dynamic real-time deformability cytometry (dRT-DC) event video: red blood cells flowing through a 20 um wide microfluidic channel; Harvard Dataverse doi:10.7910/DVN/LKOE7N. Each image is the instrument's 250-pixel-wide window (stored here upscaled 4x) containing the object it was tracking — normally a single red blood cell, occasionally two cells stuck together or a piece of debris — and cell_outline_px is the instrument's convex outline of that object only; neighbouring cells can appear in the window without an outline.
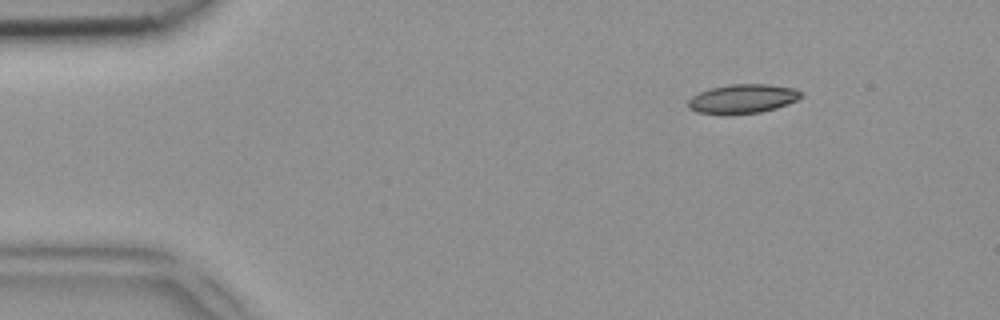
{"species": "common noctule bat (a hibernating species)", "species_latin": "Nyctalus noctula", "temperature_condition": "room temperature", "stored_images_in_passage": 43, "camera_frame_rate_fps": 3000, "um_per_image_px": 0.085, "animal": {"sex": "female", "body_mass_g": 18.4}, "frame": {"image": 1, "passage_image": 1, "time_ms": 0.0, "image_size_px": [1000, 320], "cell_outline_px": [[804, 96], [788, 104], [776, 108], [760, 112], [696, 112], [688, 108], [688, 100], [692, 96], [700, 92], [712, 88], [728, 84], [768, 84], [796, 88]], "centroid_in_image_um": [63.18, 8.35], "position_along_channel_um": 21.8, "area_um2": 18.61}}
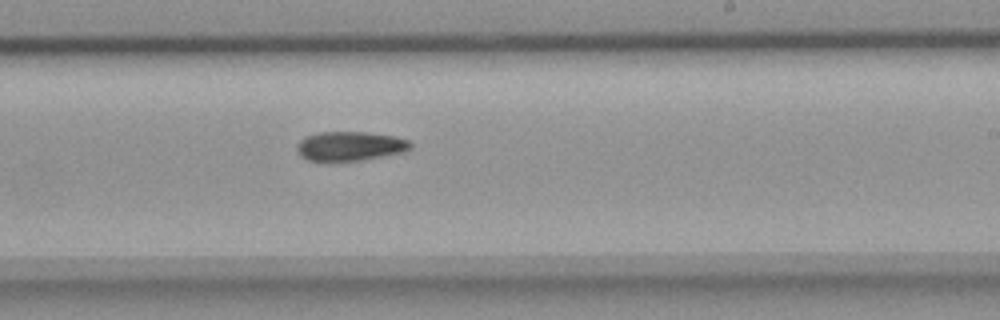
{"frame": {"image": 2, "passage_image": 24, "time_ms": 7.667, "image_size_px": [1000, 320], "cell_outline_px": [[412, 148], [404, 152], [360, 160], [324, 164], [320, 164], [308, 160], [300, 156], [296, 152], [296, 148], [300, 140], [304, 136], [320, 132], [368, 132], [392, 136], [408, 140], [412, 144]], "centroid_in_image_um": [29.66, 12.46], "position_along_channel_um": 259.3, "area_um2": 20.06}}
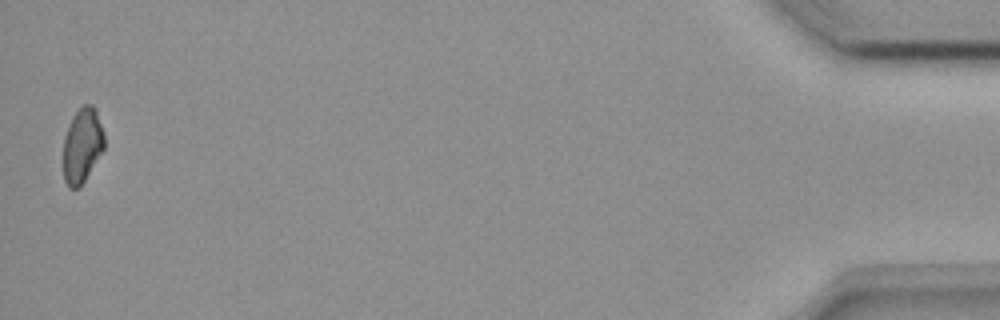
{"frame": {"image": 3, "passage_image": 43, "time_ms": 14.0, "image_size_px": [1000, 320], "cell_outline_px": [[104, 148], [80, 188], [68, 188], [64, 180], [64, 136], [72, 116], [84, 104], [92, 104], [96, 108], [104, 136]], "centroid_in_image_um": [6.98, 12.36], "position_along_channel_um": 428.2, "area_um2": 17.8}}